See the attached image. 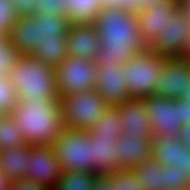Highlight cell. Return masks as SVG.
I'll return each instance as SVG.
<instances>
[{
    "label": "cell",
    "instance_id": "6da1fadb",
    "mask_svg": "<svg viewBox=\"0 0 190 190\" xmlns=\"http://www.w3.org/2000/svg\"><path fill=\"white\" fill-rule=\"evenodd\" d=\"M70 26L68 18L57 14L19 16L8 37L20 55H32L55 68L68 56Z\"/></svg>",
    "mask_w": 190,
    "mask_h": 190
},
{
    "label": "cell",
    "instance_id": "7a4b0ae2",
    "mask_svg": "<svg viewBox=\"0 0 190 190\" xmlns=\"http://www.w3.org/2000/svg\"><path fill=\"white\" fill-rule=\"evenodd\" d=\"M100 38L97 64L115 62L123 65L147 47L139 37L135 14L122 9H102L92 23Z\"/></svg>",
    "mask_w": 190,
    "mask_h": 190
},
{
    "label": "cell",
    "instance_id": "3957f363",
    "mask_svg": "<svg viewBox=\"0 0 190 190\" xmlns=\"http://www.w3.org/2000/svg\"><path fill=\"white\" fill-rule=\"evenodd\" d=\"M22 131L27 145H53L64 129L60 99L18 100L8 114Z\"/></svg>",
    "mask_w": 190,
    "mask_h": 190
},
{
    "label": "cell",
    "instance_id": "277c9868",
    "mask_svg": "<svg viewBox=\"0 0 190 190\" xmlns=\"http://www.w3.org/2000/svg\"><path fill=\"white\" fill-rule=\"evenodd\" d=\"M10 81L18 100L60 99L57 95L55 69L32 55H21L10 71Z\"/></svg>",
    "mask_w": 190,
    "mask_h": 190
},
{
    "label": "cell",
    "instance_id": "5b68a950",
    "mask_svg": "<svg viewBox=\"0 0 190 190\" xmlns=\"http://www.w3.org/2000/svg\"><path fill=\"white\" fill-rule=\"evenodd\" d=\"M165 57L146 48L122 65L124 80L131 99H143L153 95Z\"/></svg>",
    "mask_w": 190,
    "mask_h": 190
},
{
    "label": "cell",
    "instance_id": "8992f818",
    "mask_svg": "<svg viewBox=\"0 0 190 190\" xmlns=\"http://www.w3.org/2000/svg\"><path fill=\"white\" fill-rule=\"evenodd\" d=\"M60 102L64 128L81 131L92 128L109 107L95 89L61 96Z\"/></svg>",
    "mask_w": 190,
    "mask_h": 190
},
{
    "label": "cell",
    "instance_id": "52a82bcc",
    "mask_svg": "<svg viewBox=\"0 0 190 190\" xmlns=\"http://www.w3.org/2000/svg\"><path fill=\"white\" fill-rule=\"evenodd\" d=\"M52 146L62 171L94 173L92 141L88 131L64 128Z\"/></svg>",
    "mask_w": 190,
    "mask_h": 190
},
{
    "label": "cell",
    "instance_id": "ba28073f",
    "mask_svg": "<svg viewBox=\"0 0 190 190\" xmlns=\"http://www.w3.org/2000/svg\"><path fill=\"white\" fill-rule=\"evenodd\" d=\"M96 61L67 56L55 69L57 95L89 91L96 86Z\"/></svg>",
    "mask_w": 190,
    "mask_h": 190
},
{
    "label": "cell",
    "instance_id": "9c48e42d",
    "mask_svg": "<svg viewBox=\"0 0 190 190\" xmlns=\"http://www.w3.org/2000/svg\"><path fill=\"white\" fill-rule=\"evenodd\" d=\"M61 171L52 145H29L26 180H31L53 190Z\"/></svg>",
    "mask_w": 190,
    "mask_h": 190
},
{
    "label": "cell",
    "instance_id": "30bf717a",
    "mask_svg": "<svg viewBox=\"0 0 190 190\" xmlns=\"http://www.w3.org/2000/svg\"><path fill=\"white\" fill-rule=\"evenodd\" d=\"M151 121L153 135L179 136L182 120L179 114V99L150 95L142 99Z\"/></svg>",
    "mask_w": 190,
    "mask_h": 190
},
{
    "label": "cell",
    "instance_id": "8fae6325",
    "mask_svg": "<svg viewBox=\"0 0 190 190\" xmlns=\"http://www.w3.org/2000/svg\"><path fill=\"white\" fill-rule=\"evenodd\" d=\"M190 22L187 14L178 6L165 29L148 47L153 53L167 57L182 56V51L187 39Z\"/></svg>",
    "mask_w": 190,
    "mask_h": 190
},
{
    "label": "cell",
    "instance_id": "7c38bea8",
    "mask_svg": "<svg viewBox=\"0 0 190 190\" xmlns=\"http://www.w3.org/2000/svg\"><path fill=\"white\" fill-rule=\"evenodd\" d=\"M189 80L190 60L179 56H166L153 95L179 99L184 94Z\"/></svg>",
    "mask_w": 190,
    "mask_h": 190
},
{
    "label": "cell",
    "instance_id": "4fadbf2b",
    "mask_svg": "<svg viewBox=\"0 0 190 190\" xmlns=\"http://www.w3.org/2000/svg\"><path fill=\"white\" fill-rule=\"evenodd\" d=\"M96 75L95 90L108 106L116 107L131 99L121 65L112 61L97 64Z\"/></svg>",
    "mask_w": 190,
    "mask_h": 190
},
{
    "label": "cell",
    "instance_id": "5bb4252c",
    "mask_svg": "<svg viewBox=\"0 0 190 190\" xmlns=\"http://www.w3.org/2000/svg\"><path fill=\"white\" fill-rule=\"evenodd\" d=\"M179 6V0H166L145 7L136 15L139 26V37L143 44L148 48L153 41L165 29L172 13Z\"/></svg>",
    "mask_w": 190,
    "mask_h": 190
},
{
    "label": "cell",
    "instance_id": "9a60e30c",
    "mask_svg": "<svg viewBox=\"0 0 190 190\" xmlns=\"http://www.w3.org/2000/svg\"><path fill=\"white\" fill-rule=\"evenodd\" d=\"M152 157L162 166L176 165L190 176V149L183 146L178 137L170 134L153 135Z\"/></svg>",
    "mask_w": 190,
    "mask_h": 190
},
{
    "label": "cell",
    "instance_id": "2e32d148",
    "mask_svg": "<svg viewBox=\"0 0 190 190\" xmlns=\"http://www.w3.org/2000/svg\"><path fill=\"white\" fill-rule=\"evenodd\" d=\"M66 45L70 57L94 61L98 59L100 38L92 23L71 24Z\"/></svg>",
    "mask_w": 190,
    "mask_h": 190
},
{
    "label": "cell",
    "instance_id": "e0dca14e",
    "mask_svg": "<svg viewBox=\"0 0 190 190\" xmlns=\"http://www.w3.org/2000/svg\"><path fill=\"white\" fill-rule=\"evenodd\" d=\"M125 136L152 138V126L142 99H130L116 106Z\"/></svg>",
    "mask_w": 190,
    "mask_h": 190
},
{
    "label": "cell",
    "instance_id": "ac0fdd59",
    "mask_svg": "<svg viewBox=\"0 0 190 190\" xmlns=\"http://www.w3.org/2000/svg\"><path fill=\"white\" fill-rule=\"evenodd\" d=\"M151 139L122 134L116 141V168L133 169L141 161L152 157Z\"/></svg>",
    "mask_w": 190,
    "mask_h": 190
},
{
    "label": "cell",
    "instance_id": "d6986e66",
    "mask_svg": "<svg viewBox=\"0 0 190 190\" xmlns=\"http://www.w3.org/2000/svg\"><path fill=\"white\" fill-rule=\"evenodd\" d=\"M92 141L93 167L96 174H109L116 168V141L113 135H98L88 132Z\"/></svg>",
    "mask_w": 190,
    "mask_h": 190
},
{
    "label": "cell",
    "instance_id": "ffe728a7",
    "mask_svg": "<svg viewBox=\"0 0 190 190\" xmlns=\"http://www.w3.org/2000/svg\"><path fill=\"white\" fill-rule=\"evenodd\" d=\"M29 145L14 146L0 150V170L10 179L26 177Z\"/></svg>",
    "mask_w": 190,
    "mask_h": 190
},
{
    "label": "cell",
    "instance_id": "44dd1931",
    "mask_svg": "<svg viewBox=\"0 0 190 190\" xmlns=\"http://www.w3.org/2000/svg\"><path fill=\"white\" fill-rule=\"evenodd\" d=\"M132 170L144 190H164L163 166L153 157L141 161Z\"/></svg>",
    "mask_w": 190,
    "mask_h": 190
},
{
    "label": "cell",
    "instance_id": "7402d4cb",
    "mask_svg": "<svg viewBox=\"0 0 190 190\" xmlns=\"http://www.w3.org/2000/svg\"><path fill=\"white\" fill-rule=\"evenodd\" d=\"M66 4L71 24L93 23L102 10L99 0H66Z\"/></svg>",
    "mask_w": 190,
    "mask_h": 190
},
{
    "label": "cell",
    "instance_id": "603a6c76",
    "mask_svg": "<svg viewBox=\"0 0 190 190\" xmlns=\"http://www.w3.org/2000/svg\"><path fill=\"white\" fill-rule=\"evenodd\" d=\"M97 174L86 171H61L53 190H92Z\"/></svg>",
    "mask_w": 190,
    "mask_h": 190
},
{
    "label": "cell",
    "instance_id": "cb8c5ba5",
    "mask_svg": "<svg viewBox=\"0 0 190 190\" xmlns=\"http://www.w3.org/2000/svg\"><path fill=\"white\" fill-rule=\"evenodd\" d=\"M123 127L118 117L117 107L109 106L100 117L96 119L95 125L88 132H98V135H113L114 138H120Z\"/></svg>",
    "mask_w": 190,
    "mask_h": 190
},
{
    "label": "cell",
    "instance_id": "d4e9b609",
    "mask_svg": "<svg viewBox=\"0 0 190 190\" xmlns=\"http://www.w3.org/2000/svg\"><path fill=\"white\" fill-rule=\"evenodd\" d=\"M22 131L8 114L0 115V150L25 145Z\"/></svg>",
    "mask_w": 190,
    "mask_h": 190
},
{
    "label": "cell",
    "instance_id": "484cf974",
    "mask_svg": "<svg viewBox=\"0 0 190 190\" xmlns=\"http://www.w3.org/2000/svg\"><path fill=\"white\" fill-rule=\"evenodd\" d=\"M21 55L15 49L10 38L6 35L0 36V76H10V71L17 63Z\"/></svg>",
    "mask_w": 190,
    "mask_h": 190
},
{
    "label": "cell",
    "instance_id": "4316f807",
    "mask_svg": "<svg viewBox=\"0 0 190 190\" xmlns=\"http://www.w3.org/2000/svg\"><path fill=\"white\" fill-rule=\"evenodd\" d=\"M115 190H144L132 169H118L109 173Z\"/></svg>",
    "mask_w": 190,
    "mask_h": 190
},
{
    "label": "cell",
    "instance_id": "83f0119b",
    "mask_svg": "<svg viewBox=\"0 0 190 190\" xmlns=\"http://www.w3.org/2000/svg\"><path fill=\"white\" fill-rule=\"evenodd\" d=\"M17 103L18 98L10 78L0 76V115L9 114Z\"/></svg>",
    "mask_w": 190,
    "mask_h": 190
},
{
    "label": "cell",
    "instance_id": "f1b7e54d",
    "mask_svg": "<svg viewBox=\"0 0 190 190\" xmlns=\"http://www.w3.org/2000/svg\"><path fill=\"white\" fill-rule=\"evenodd\" d=\"M164 173V190L175 189L188 186L190 176L183 173L178 166H163Z\"/></svg>",
    "mask_w": 190,
    "mask_h": 190
},
{
    "label": "cell",
    "instance_id": "f546056e",
    "mask_svg": "<svg viewBox=\"0 0 190 190\" xmlns=\"http://www.w3.org/2000/svg\"><path fill=\"white\" fill-rule=\"evenodd\" d=\"M19 17L16 9L13 7V0H0V33L8 36Z\"/></svg>",
    "mask_w": 190,
    "mask_h": 190
},
{
    "label": "cell",
    "instance_id": "4dcf8cb0",
    "mask_svg": "<svg viewBox=\"0 0 190 190\" xmlns=\"http://www.w3.org/2000/svg\"><path fill=\"white\" fill-rule=\"evenodd\" d=\"M66 12V0H36L34 15L46 13L47 15L57 14L66 17Z\"/></svg>",
    "mask_w": 190,
    "mask_h": 190
},
{
    "label": "cell",
    "instance_id": "1f68e13d",
    "mask_svg": "<svg viewBox=\"0 0 190 190\" xmlns=\"http://www.w3.org/2000/svg\"><path fill=\"white\" fill-rule=\"evenodd\" d=\"M9 190H51L47 186L37 184L31 180L15 179L11 180L9 183Z\"/></svg>",
    "mask_w": 190,
    "mask_h": 190
},
{
    "label": "cell",
    "instance_id": "d6a6232c",
    "mask_svg": "<svg viewBox=\"0 0 190 190\" xmlns=\"http://www.w3.org/2000/svg\"><path fill=\"white\" fill-rule=\"evenodd\" d=\"M36 0H13V7L19 16H31L35 13Z\"/></svg>",
    "mask_w": 190,
    "mask_h": 190
},
{
    "label": "cell",
    "instance_id": "836d02e7",
    "mask_svg": "<svg viewBox=\"0 0 190 190\" xmlns=\"http://www.w3.org/2000/svg\"><path fill=\"white\" fill-rule=\"evenodd\" d=\"M92 190H115L109 174H97Z\"/></svg>",
    "mask_w": 190,
    "mask_h": 190
},
{
    "label": "cell",
    "instance_id": "e575fe53",
    "mask_svg": "<svg viewBox=\"0 0 190 190\" xmlns=\"http://www.w3.org/2000/svg\"><path fill=\"white\" fill-rule=\"evenodd\" d=\"M144 0H120V9L138 15L143 10Z\"/></svg>",
    "mask_w": 190,
    "mask_h": 190
},
{
    "label": "cell",
    "instance_id": "d590c367",
    "mask_svg": "<svg viewBox=\"0 0 190 190\" xmlns=\"http://www.w3.org/2000/svg\"><path fill=\"white\" fill-rule=\"evenodd\" d=\"M179 114L182 120V127L190 121V103L179 98Z\"/></svg>",
    "mask_w": 190,
    "mask_h": 190
},
{
    "label": "cell",
    "instance_id": "8d00e7d4",
    "mask_svg": "<svg viewBox=\"0 0 190 190\" xmlns=\"http://www.w3.org/2000/svg\"><path fill=\"white\" fill-rule=\"evenodd\" d=\"M178 138L183 146L190 149V121L185 123L184 126L181 127Z\"/></svg>",
    "mask_w": 190,
    "mask_h": 190
},
{
    "label": "cell",
    "instance_id": "74e56055",
    "mask_svg": "<svg viewBox=\"0 0 190 190\" xmlns=\"http://www.w3.org/2000/svg\"><path fill=\"white\" fill-rule=\"evenodd\" d=\"M102 9H120V0H99Z\"/></svg>",
    "mask_w": 190,
    "mask_h": 190
},
{
    "label": "cell",
    "instance_id": "f35d334b",
    "mask_svg": "<svg viewBox=\"0 0 190 190\" xmlns=\"http://www.w3.org/2000/svg\"><path fill=\"white\" fill-rule=\"evenodd\" d=\"M181 57L190 60V27L188 30L187 39L185 41Z\"/></svg>",
    "mask_w": 190,
    "mask_h": 190
},
{
    "label": "cell",
    "instance_id": "ab89813d",
    "mask_svg": "<svg viewBox=\"0 0 190 190\" xmlns=\"http://www.w3.org/2000/svg\"><path fill=\"white\" fill-rule=\"evenodd\" d=\"M10 179L0 170V190H9Z\"/></svg>",
    "mask_w": 190,
    "mask_h": 190
},
{
    "label": "cell",
    "instance_id": "60d3db41",
    "mask_svg": "<svg viewBox=\"0 0 190 190\" xmlns=\"http://www.w3.org/2000/svg\"><path fill=\"white\" fill-rule=\"evenodd\" d=\"M179 7L187 14L190 22V0H179Z\"/></svg>",
    "mask_w": 190,
    "mask_h": 190
},
{
    "label": "cell",
    "instance_id": "b9f144b4",
    "mask_svg": "<svg viewBox=\"0 0 190 190\" xmlns=\"http://www.w3.org/2000/svg\"><path fill=\"white\" fill-rule=\"evenodd\" d=\"M180 99L190 103V80L187 82V87Z\"/></svg>",
    "mask_w": 190,
    "mask_h": 190
},
{
    "label": "cell",
    "instance_id": "7bdbcfd3",
    "mask_svg": "<svg viewBox=\"0 0 190 190\" xmlns=\"http://www.w3.org/2000/svg\"><path fill=\"white\" fill-rule=\"evenodd\" d=\"M166 1V0H144L143 1V9L145 7L151 6V5H157L158 3Z\"/></svg>",
    "mask_w": 190,
    "mask_h": 190
},
{
    "label": "cell",
    "instance_id": "ee69618b",
    "mask_svg": "<svg viewBox=\"0 0 190 190\" xmlns=\"http://www.w3.org/2000/svg\"><path fill=\"white\" fill-rule=\"evenodd\" d=\"M169 190H190L188 186L175 188V189H169Z\"/></svg>",
    "mask_w": 190,
    "mask_h": 190
}]
</instances>
